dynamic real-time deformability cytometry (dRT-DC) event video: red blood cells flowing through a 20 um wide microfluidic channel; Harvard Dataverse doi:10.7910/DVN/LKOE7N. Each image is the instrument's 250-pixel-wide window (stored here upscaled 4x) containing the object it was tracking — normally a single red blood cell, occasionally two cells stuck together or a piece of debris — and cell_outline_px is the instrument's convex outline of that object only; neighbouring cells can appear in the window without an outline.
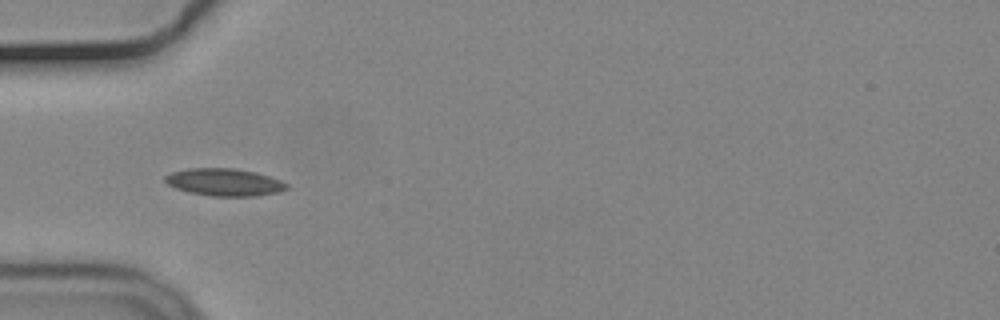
{"species": "common noctule bat (a hibernating species)", "species_latin": "Nyctalus noctula", "temperature_condition": "cold", "stored_images_in_passage": 28, "camera_frame_rate_fps": 3000, "um_per_image_px": 0.085, "animal": {"sex": "male", "body_mass_g": 19.2, "forearm_length_mm": 51.8}, "frame": {"image": 1, "passage_image": 1, "time_ms": 0.0, "image_size_px": [1000, 320], "cell_outline_px": [[288, 188], [280, 192], [256, 196], [212, 196], [188, 192], [176, 188], [168, 184], [164, 180], [164, 176], [172, 172], [188, 168], [232, 168], [256, 172], [280, 180], [288, 184]], "centroid_in_image_um": [19.07, 15.49], "position_along_channel_um": 65.9, "area_um2": 19.42}}